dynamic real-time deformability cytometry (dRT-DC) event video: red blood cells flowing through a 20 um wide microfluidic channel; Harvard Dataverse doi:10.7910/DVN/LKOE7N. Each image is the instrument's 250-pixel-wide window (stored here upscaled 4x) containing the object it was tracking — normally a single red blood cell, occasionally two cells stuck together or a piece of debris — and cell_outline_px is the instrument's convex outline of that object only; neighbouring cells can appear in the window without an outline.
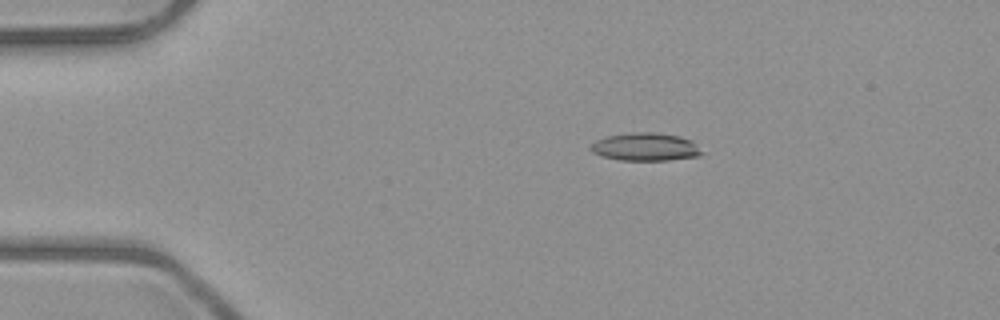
{"species": "common noctule bat (a hibernating species)", "species_latin": "Nyctalus noctula", "temperature_condition": "room temperature", "stored_images_in_passage": 6, "camera_frame_rate_fps": 3000, "um_per_image_px": 0.085, "animal": {"sex": "male", "body_mass_g": 23.1, "forearm_length_mm": 52.7}, "frame": {"image": 1, "passage_image": 1, "time_ms": 0.0, "image_size_px": [1000, 320], "cell_outline_px": [[704, 152], [700, 156], [668, 160], [620, 160], [600, 156], [592, 152], [588, 148], [596, 140], [608, 136], [632, 132], [652, 132], [680, 136], [692, 140]], "centroid_in_image_um": [54.87, 12.49], "position_along_channel_um": 30.1, "area_um2": 18.21}}
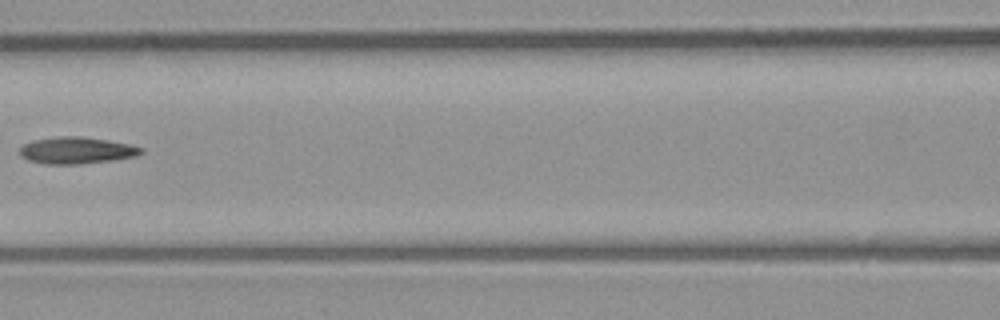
{"frame": {"image": 2, "passage_image": 5, "time_ms": 4.667, "image_size_px": [1000, 320], "cell_outline_px": [[144, 152], [136, 156], [116, 160], [80, 164], [44, 164], [28, 160], [20, 156], [20, 148], [24, 144], [32, 140], [56, 136], [80, 136], [108, 140], [128, 144], [144, 148]], "centroid_in_image_um": [6.51, 12.78], "position_along_channel_um": 160.1, "area_um2": 19.13}}
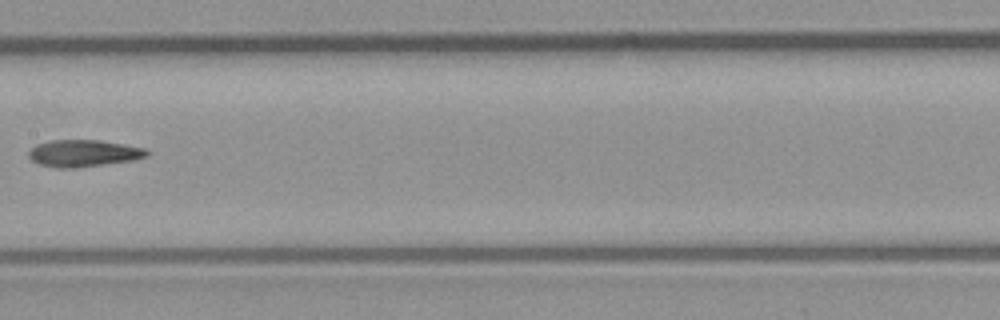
{"frame": {"image": 3, "passage_image": 6, "time_ms": 5.667, "image_size_px": [1000, 320], "cell_outline_px": [[148, 156], [132, 160], [104, 164], [68, 168], [56, 168], [40, 164], [32, 160], [28, 156], [28, 152], [36, 144], [52, 140], [100, 140], [144, 148], [148, 152]], "centroid_in_image_um": [7.07, 13.02], "position_along_channel_um": 200.3, "area_um2": 18.26}}